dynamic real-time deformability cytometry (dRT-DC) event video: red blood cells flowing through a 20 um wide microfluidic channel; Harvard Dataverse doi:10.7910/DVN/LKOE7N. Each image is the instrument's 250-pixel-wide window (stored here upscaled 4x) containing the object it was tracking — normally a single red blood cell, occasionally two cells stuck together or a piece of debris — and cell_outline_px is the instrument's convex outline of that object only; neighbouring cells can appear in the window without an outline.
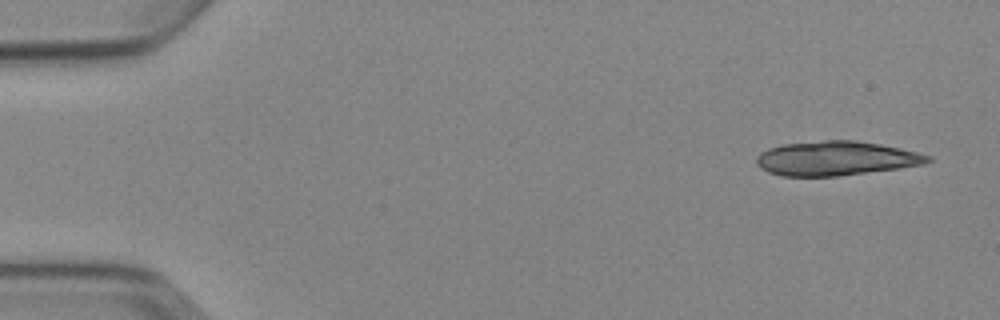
{"species": "Egyptian fruit bat (a non-hibernating species)", "species_latin": "Rousettus aegyptiacus", "temperature_condition": "cold", "stored_images_in_passage": 6, "segment_of_instrument_passage": [1, 2], "camera_frame_rate_fps": 3000, "um_per_image_px": 0.085, "animal": {"sex": "female"}, "frame": {"image": 1, "passage_image": 1, "time_ms": 0.0, "image_size_px": [1000, 320], "cell_outline_px": [[932, 160], [924, 164], [840, 176], [784, 176], [768, 172], [760, 168], [756, 164], [756, 156], [760, 152], [768, 148], [784, 144], [824, 140], [856, 140], [880, 144], [900, 148], [932, 156]], "centroid_in_image_um": [71.03, 13.46], "position_along_channel_um": 14.0, "area_um2": 34.22}}